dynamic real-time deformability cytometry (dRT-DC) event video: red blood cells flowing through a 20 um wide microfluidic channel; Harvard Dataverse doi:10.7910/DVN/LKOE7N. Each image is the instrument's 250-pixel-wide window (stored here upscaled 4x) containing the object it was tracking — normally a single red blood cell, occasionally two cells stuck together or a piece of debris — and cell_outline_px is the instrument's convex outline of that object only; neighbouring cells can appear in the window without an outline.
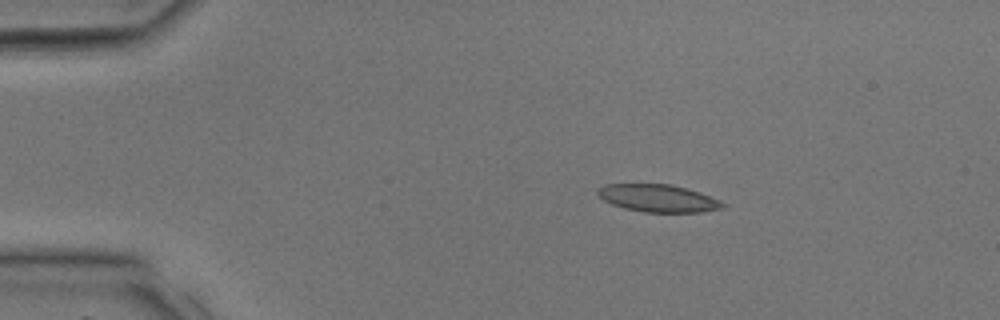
{"species": "common noctule bat (a hibernating species)", "species_latin": "Nyctalus noctula", "temperature_condition": "room temperature", "stored_images_in_passage": 35, "camera_frame_rate_fps": 3000, "um_per_image_px": 0.085, "animal": {"sex": "male", "body_mass_g": 17.9, "forearm_length_mm": 54.2}, "frame": {"image": 1, "passage_image": 6, "time_ms": 1.667, "image_size_px": [1000, 320], "cell_outline_px": [[724, 208], [700, 212], [644, 212], [624, 208], [612, 204], [604, 200], [596, 192], [604, 184], [672, 184], [688, 188], [700, 192], [720, 200], [724, 204]], "centroid_in_image_um": [55.96, 16.84], "position_along_channel_um": 29.0, "area_um2": 20.0}}
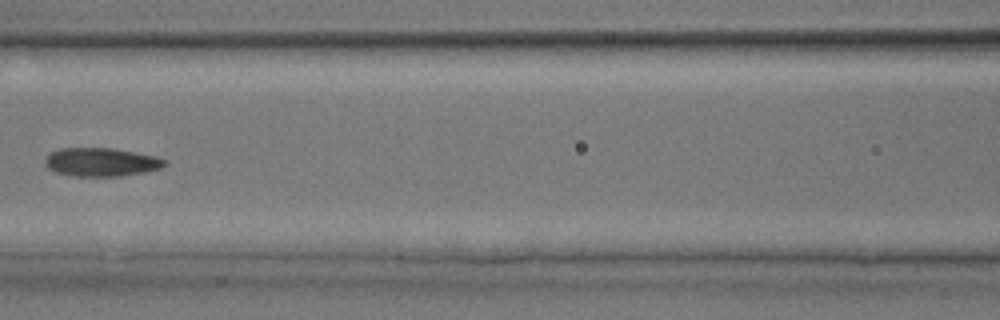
{"frame": {"image": 2, "passage_image": 16, "time_ms": 5.0, "image_size_px": [1000, 320], "cell_outline_px": [[168, 164], [160, 168], [144, 172], [120, 176], [72, 176], [56, 172], [48, 168], [44, 164], [44, 160], [48, 152], [60, 148], [112, 148], [156, 156], [168, 160]], "centroid_in_image_um": [8.58, 13.77], "position_along_channel_um": 158.0, "area_um2": 20.06}}
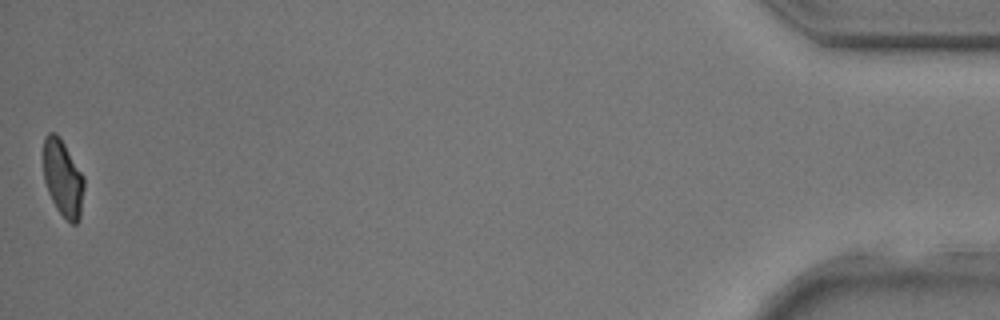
{"frame": {"image": 3, "passage_image": 35, "time_ms": 11.333, "image_size_px": [1000, 320], "cell_outline_px": [[84, 188], [80, 220], [76, 224], [72, 224], [56, 208], [48, 192], [44, 180], [44, 136], [48, 132], [56, 132], [60, 136], [84, 176]], "centroid_in_image_um": [5.36, 15.13], "position_along_channel_um": 429.8, "area_um2": 18.26}}